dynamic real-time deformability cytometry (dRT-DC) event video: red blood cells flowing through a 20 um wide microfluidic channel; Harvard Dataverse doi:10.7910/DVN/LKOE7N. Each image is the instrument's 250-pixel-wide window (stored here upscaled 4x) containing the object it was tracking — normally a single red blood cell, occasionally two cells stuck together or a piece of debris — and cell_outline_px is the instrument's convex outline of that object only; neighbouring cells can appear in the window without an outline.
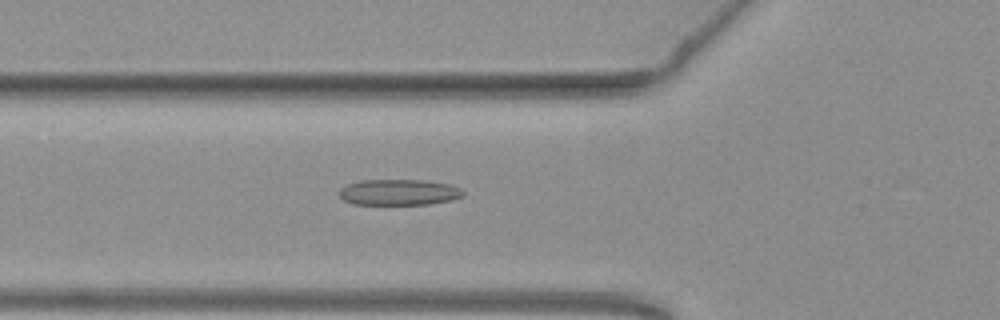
{"species": "common noctule bat (a hibernating species)", "species_latin": "Nyctalus noctula", "temperature_condition": "warm", "stored_images_in_passage": 51, "camera_frame_rate_fps": 3000, "um_per_image_px": 0.085, "animal": {"sex": "female", "body_mass_g": 19.3, "forearm_length_mm": 54.1}, "frame": {"image": 1, "passage_image": 16, "time_ms": 5.0, "image_size_px": [1000, 320], "cell_outline_px": [[464, 196], [452, 200], [432, 204], [352, 204], [344, 200], [340, 196], [340, 188], [348, 184], [360, 180], [424, 180], [448, 184], [460, 188], [464, 192]], "centroid_in_image_um": [33.92, 16.34], "position_along_channel_um": 91.9, "area_um2": 18.73}}
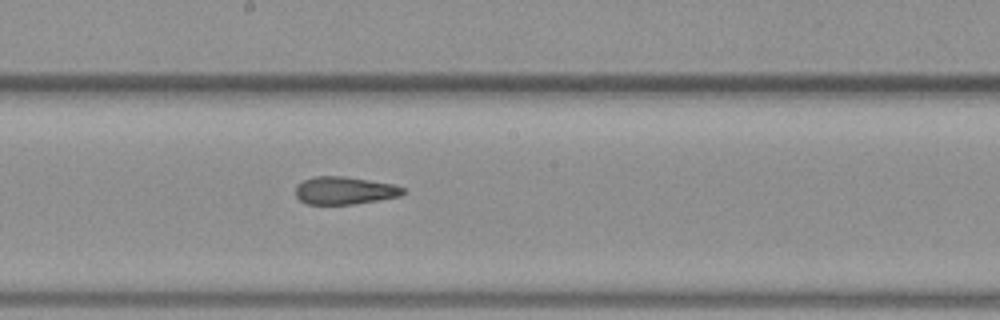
{"frame": {"image": 2, "passage_image": 26, "time_ms": 8.333, "image_size_px": [1000, 320], "cell_outline_px": [[404, 192], [400, 196], [352, 204], [308, 204], [300, 200], [296, 196], [296, 184], [304, 180], [316, 176], [344, 176], [392, 184], [404, 188]], "centroid_in_image_um": [29.25, 16.19], "position_along_channel_um": 219.0, "area_um2": 17.11}}
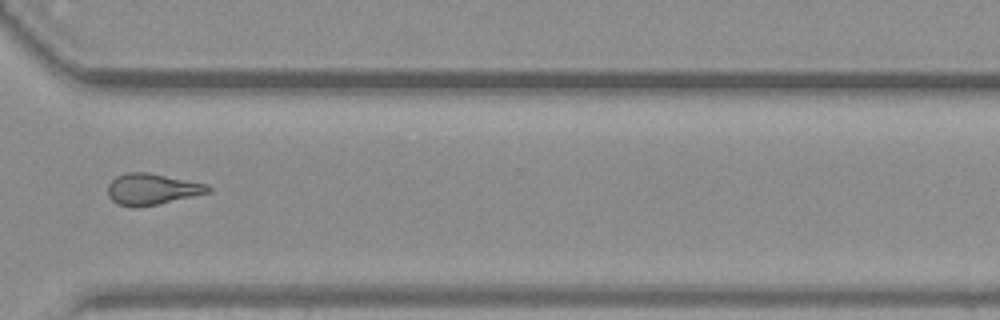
{"frame": {"image": 3, "passage_image": 37, "time_ms": 12.0, "image_size_px": [1000, 320], "cell_outline_px": [[212, 192], [140, 208], [132, 208], [116, 204], [108, 196], [108, 184], [116, 176], [128, 172], [148, 172], [208, 184], [212, 188]], "centroid_in_image_um": [12.92, 16.09], "position_along_channel_um": 357.7, "area_um2": 18.55}, "authors_computed_cell_mechanics": {"area_um2": 18.0914, "velocity_mm_per_s": 3.7952, "shape_relaxation_time_tau1_ms": null, "shape_relaxation_time_tau2_ms": 4.0522, "deformation_change_tau1": null, "deformation_change_tau2": 0.1405}}